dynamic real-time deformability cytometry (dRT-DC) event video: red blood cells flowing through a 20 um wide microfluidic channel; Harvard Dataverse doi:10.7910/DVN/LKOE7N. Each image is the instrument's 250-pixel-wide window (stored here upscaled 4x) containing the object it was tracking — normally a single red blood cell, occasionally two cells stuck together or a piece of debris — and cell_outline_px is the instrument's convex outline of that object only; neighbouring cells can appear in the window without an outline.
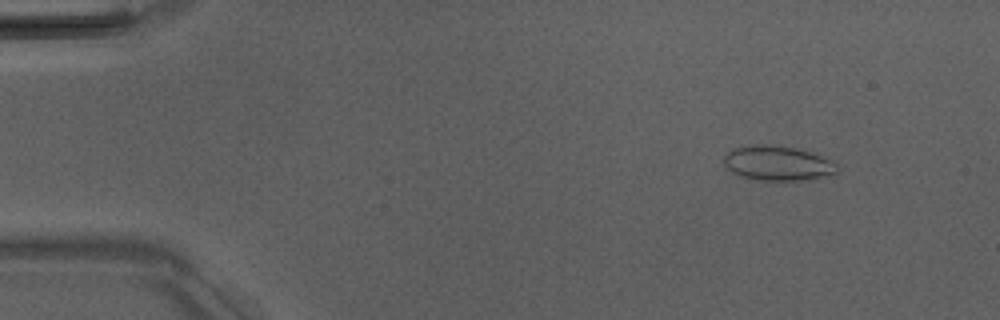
{"species": "Egyptian fruit bat (a non-hibernating species)", "species_latin": "Rousettus aegyptiacus", "temperature_condition": "room temperature", "stored_images_in_passage": 7, "camera_frame_rate_fps": 3000, "um_per_image_px": 0.085, "animal": {"sex": "male"}, "frame": {"image": 1, "passage_image": 2, "time_ms": 1.333, "image_size_px": [1000, 320], "cell_outline_px": [[840, 172], [836, 176], [812, 180], [756, 180], [740, 176], [732, 172], [724, 164], [724, 156], [732, 148], [752, 144], [764, 144], [796, 148], [828, 156], [836, 160], [840, 168]], "centroid_in_image_um": [66.25, 13.88], "position_along_channel_um": 18.7, "area_um2": 23.93}}